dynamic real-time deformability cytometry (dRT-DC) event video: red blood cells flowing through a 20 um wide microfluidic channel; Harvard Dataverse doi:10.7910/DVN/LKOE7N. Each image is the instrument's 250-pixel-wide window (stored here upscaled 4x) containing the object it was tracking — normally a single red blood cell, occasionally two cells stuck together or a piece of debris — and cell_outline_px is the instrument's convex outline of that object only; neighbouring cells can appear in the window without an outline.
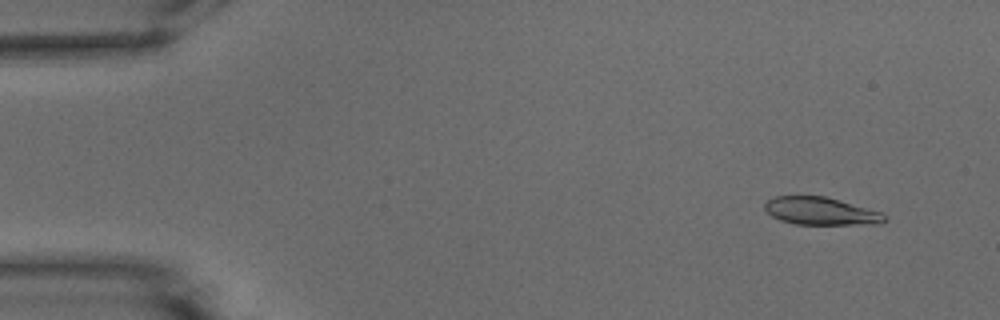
{"species": "common noctule bat (a hibernating species)", "species_latin": "Nyctalus noctula", "temperature_condition": "warm", "stored_images_in_passage": 54, "camera_frame_rate_fps": 3000, "um_per_image_px": 0.085, "animal": {"sex": "male", "body_mass_g": 15.6}, "frame": {"image": 1, "passage_image": 5, "time_ms": 1.333, "image_size_px": [1000, 320], "cell_outline_px": [[888, 220], [880, 224], [796, 224], [780, 220], [772, 216], [764, 208], [764, 204], [772, 196], [824, 196], [884, 212], [888, 216]], "centroid_in_image_um": [69.82, 17.94], "position_along_channel_um": 15.2, "area_um2": 19.48}}
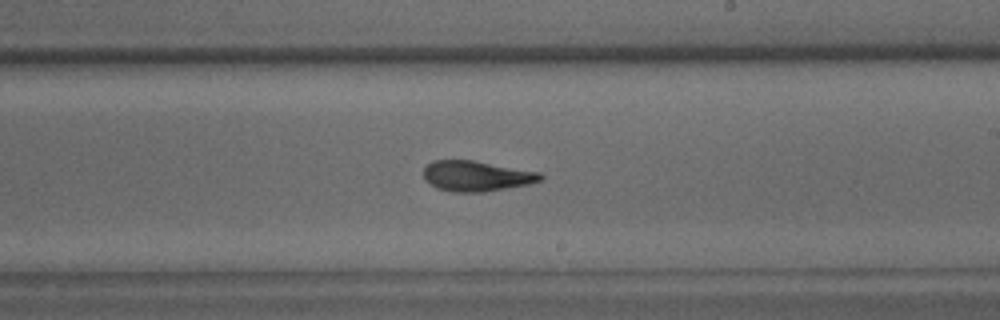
{"frame": {"image": 2, "passage_image": 32, "time_ms": 10.333, "image_size_px": [1000, 320], "cell_outline_px": [[544, 180], [528, 184], [484, 192], [456, 192], [436, 188], [424, 180], [424, 168], [432, 160], [472, 160], [540, 172], [544, 176]], "centroid_in_image_um": [40.5, 14.96], "position_along_channel_um": 248.5, "area_um2": 20.75}}
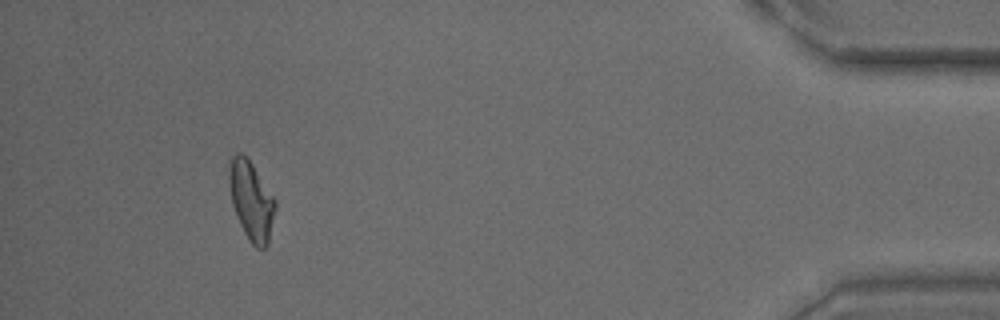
{"frame": {"image": 3, "passage_image": 50, "time_ms": 16.333, "image_size_px": [1000, 320], "cell_outline_px": [[276, 208], [268, 244], [264, 248], [256, 248], [248, 240], [240, 224], [232, 204], [228, 180], [228, 168], [232, 156], [236, 152], [240, 152], [248, 156], [276, 200]], "centroid_in_image_um": [21.36, 17.01], "position_along_channel_um": 413.8, "area_um2": 21.5}, "authors_computed_cell_mechanics": {"area_um2": 20.6924, "velocity_mm_per_s": 3.804, "shape_relaxation_time_tau1_ms": 8.938, "shape_relaxation_time_tau2_ms": 2.4504, "deformation_change_tau1": 0.2625, "deformation_change_tau2": 0.0924}}